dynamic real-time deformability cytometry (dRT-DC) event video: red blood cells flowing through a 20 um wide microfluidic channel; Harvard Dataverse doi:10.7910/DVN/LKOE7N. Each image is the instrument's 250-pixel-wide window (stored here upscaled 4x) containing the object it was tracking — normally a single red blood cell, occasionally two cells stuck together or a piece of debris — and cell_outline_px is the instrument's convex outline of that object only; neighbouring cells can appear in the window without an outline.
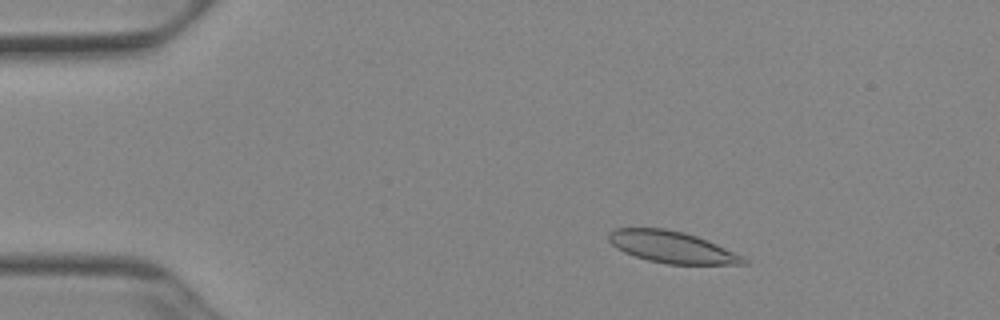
{"species": "Egyptian fruit bat (a non-hibernating species)", "species_latin": "Rousettus aegyptiacus", "temperature_condition": "cold", "stored_images_in_passage": 13, "camera_frame_rate_fps": 3000, "um_per_image_px": 0.085, "animal": {"sex": "female"}, "frame": {"image": 1, "passage_image": 6, "time_ms": 1.667, "image_size_px": [1000, 320], "cell_outline_px": [[748, 264], [668, 264], [648, 260], [624, 252], [616, 248], [608, 240], [608, 232], [616, 228], [664, 228], [684, 232], [696, 236], [716, 244], [748, 260]], "centroid_in_image_um": [57.05, 20.99], "position_along_channel_um": 27.9, "area_um2": 24.57}}